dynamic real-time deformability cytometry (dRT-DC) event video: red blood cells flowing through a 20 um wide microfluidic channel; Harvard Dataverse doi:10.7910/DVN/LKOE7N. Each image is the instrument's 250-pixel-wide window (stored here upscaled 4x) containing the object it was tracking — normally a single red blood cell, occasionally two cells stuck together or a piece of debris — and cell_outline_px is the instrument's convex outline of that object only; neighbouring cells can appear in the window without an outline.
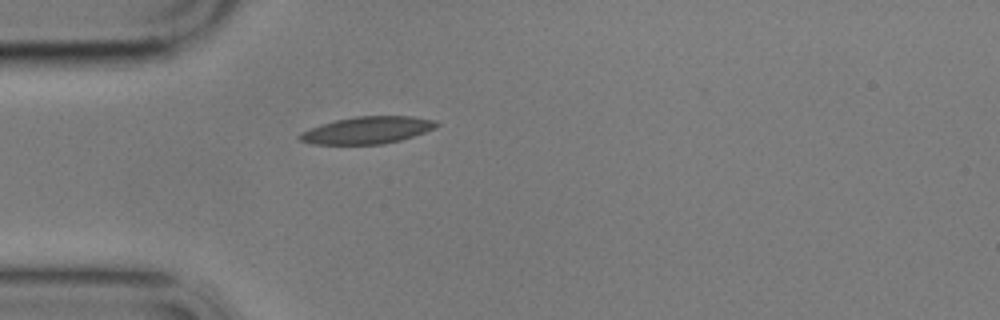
{"species": "common noctule bat (a hibernating species)", "species_latin": "Nyctalus noctula", "temperature_condition": "cold", "stored_images_in_passage": 1, "camera_frame_rate_fps": 3000, "um_per_image_px": 0.085, "animal": {"sex": "male", "body_mass_g": 17.9}, "frame": {"image": 1, "passage_image": 1, "time_ms": 0.0, "image_size_px": [1000, 320], "cell_outline_px": [[440, 124], [424, 132], [400, 140], [384, 144], [312, 144], [300, 140], [296, 136], [312, 128], [336, 120], [356, 116], [412, 116], [436, 120]], "centroid_in_image_um": [31.25, 11.06], "position_along_channel_um": 53.8, "area_um2": 21.27}}